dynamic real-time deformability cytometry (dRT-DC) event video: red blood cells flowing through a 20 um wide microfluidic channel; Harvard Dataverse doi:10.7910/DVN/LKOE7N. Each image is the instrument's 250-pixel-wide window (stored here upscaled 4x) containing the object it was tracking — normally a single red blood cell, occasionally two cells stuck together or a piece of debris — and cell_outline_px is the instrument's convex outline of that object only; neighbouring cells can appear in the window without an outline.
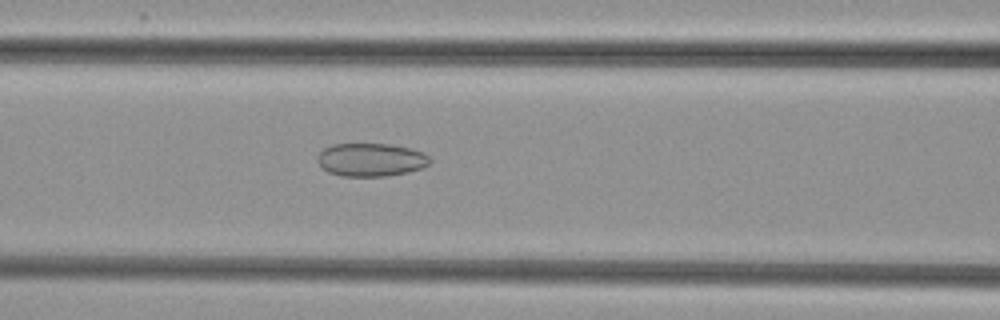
{"species": "common noctule bat (a hibernating species)", "species_latin": "Nyctalus noctula", "temperature_condition": "cold", "stored_images_in_passage": 6, "camera_frame_rate_fps": 3000, "um_per_image_px": 0.085, "animal": {"sex": "female", "body_mass_g": 29.2, "forearm_length_mm": 56.3}, "frame": {"image": 1, "passage_image": 5, "time_ms": 5.667, "image_size_px": [1000, 320], "cell_outline_px": [[432, 160], [428, 164], [420, 168], [408, 172], [384, 176], [340, 176], [328, 172], [320, 168], [316, 160], [316, 156], [324, 148], [332, 144], [392, 144], [412, 148], [424, 152]], "centroid_in_image_um": [31.49, 13.57], "position_along_channel_um": 135.1, "area_um2": 22.02}}